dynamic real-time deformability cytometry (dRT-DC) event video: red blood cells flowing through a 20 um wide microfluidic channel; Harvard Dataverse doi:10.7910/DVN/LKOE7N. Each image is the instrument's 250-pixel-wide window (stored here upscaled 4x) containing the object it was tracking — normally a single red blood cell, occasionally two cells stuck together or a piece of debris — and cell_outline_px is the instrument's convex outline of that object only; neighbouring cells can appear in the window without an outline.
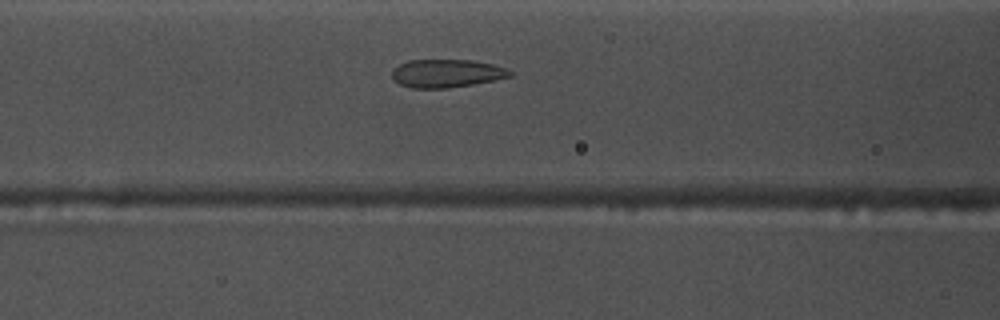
{"species": "common noctule bat (a hibernating species)", "species_latin": "Nyctalus noctula", "temperature_condition": "warm", "stored_images_in_passage": 27, "camera_frame_rate_fps": 3000, "um_per_image_px": 0.085, "animal": {"sex": "male", "body_mass_g": 17.5, "forearm_length_mm": 52.3}, "frame": {"image": 1, "passage_image": 6, "time_ms": 1.667, "image_size_px": [1000, 320], "cell_outline_px": [[512, 76], [472, 84], [448, 88], [412, 88], [400, 84], [392, 76], [392, 72], [400, 64], [408, 60], [472, 60], [492, 64], [504, 68], [512, 72]], "centroid_in_image_um": [37.95, 6.23], "position_along_channel_um": 128.6, "area_um2": 19.02}}
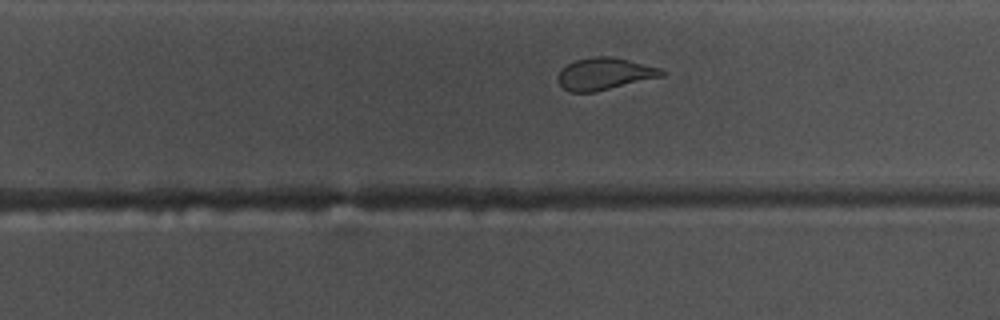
{"frame": {"image": 2, "passage_image": 18, "time_ms": 5.667, "image_size_px": [1000, 320], "cell_outline_px": [[668, 72], [664, 76], [596, 92], [572, 92], [564, 88], [560, 84], [556, 76], [560, 68], [576, 60], [596, 56], [612, 56], [660, 68]], "centroid_in_image_um": [51.39, 6.28], "position_along_channel_um": 278.4, "area_um2": 19.48}}
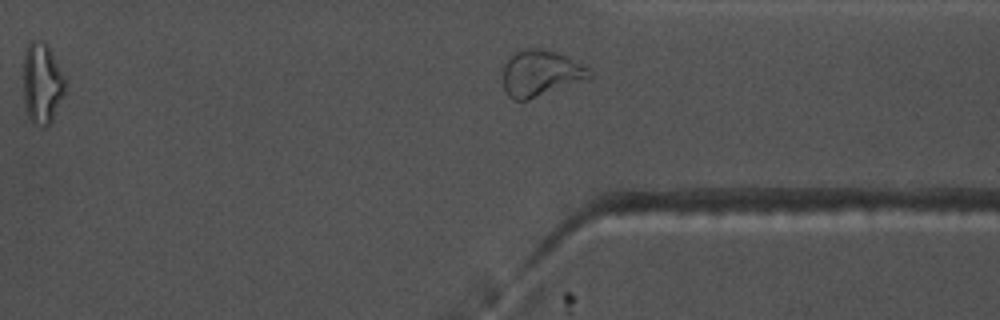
{"frame": {"image": 3, "passage_image": 25, "time_ms": 8.0, "image_size_px": [1000, 320], "cell_outline_px": [[592, 76], [528, 100], [512, 100], [508, 96], [504, 88], [504, 64], [516, 52], [524, 48], [536, 48], [556, 52], [588, 68], [592, 72]], "centroid_in_image_um": [45.9, 6.23], "position_along_channel_um": 365.5, "area_um2": 22.54}, "authors_computed_cell_mechanics": {"area_um2": 19.652, "velocity_mm_per_s": 3.7538, "shape_relaxation_time_tau1_ms": null, "shape_relaxation_time_tau2_ms": 0.9944, "deformation_change_tau1": null, "deformation_change_tau2": 0.0744}}